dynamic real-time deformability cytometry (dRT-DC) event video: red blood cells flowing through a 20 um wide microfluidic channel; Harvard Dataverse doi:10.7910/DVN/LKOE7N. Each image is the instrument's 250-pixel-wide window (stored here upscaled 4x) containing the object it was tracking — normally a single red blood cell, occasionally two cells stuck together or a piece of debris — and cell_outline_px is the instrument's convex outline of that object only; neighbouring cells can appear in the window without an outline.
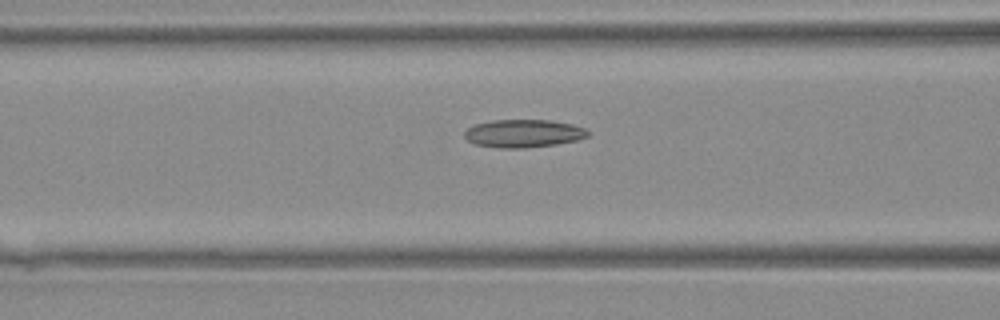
{"species": "Egyptian fruit bat (a non-hibernating species)", "species_latin": "Rousettus aegyptiacus", "temperature_condition": "warm", "stored_images_in_passage": 28, "camera_frame_rate_fps": 3000, "um_per_image_px": 0.085, "animal": {"sex": "female"}, "frame": {"image": 1, "passage_image": 7, "time_ms": 2.0, "image_size_px": [1000, 320], "cell_outline_px": [[588, 136], [580, 140], [556, 144], [524, 148], [500, 148], [476, 144], [468, 140], [464, 136], [464, 132], [468, 128], [476, 124], [492, 120], [548, 120], [572, 124], [584, 128], [588, 132]], "centroid_in_image_um": [44.5, 11.34], "position_along_channel_um": 122.1, "area_um2": 20.0}}
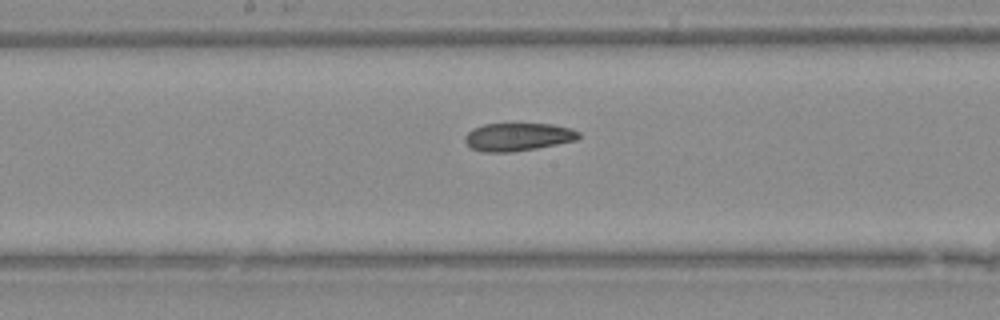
{"frame": {"image": 2, "passage_image": 12, "time_ms": 3.667, "image_size_px": [1000, 320], "cell_outline_px": [[580, 136], [576, 140], [536, 148], [508, 152], [484, 152], [472, 148], [464, 140], [464, 136], [472, 128], [484, 124], [552, 124], [568, 128], [580, 132]], "centroid_in_image_um": [43.99, 11.63], "position_along_channel_um": 204.2, "area_um2": 18.32}}
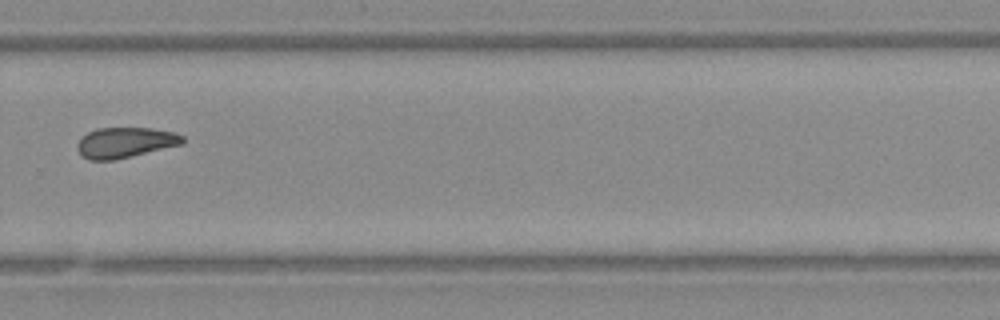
{"frame": {"image": 3, "passage_image": 19, "time_ms": 6.0, "image_size_px": [1000, 320], "cell_outline_px": [[184, 140], [180, 144], [112, 160], [88, 160], [80, 156], [76, 148], [76, 144], [88, 132], [96, 128], [152, 128], [172, 132], [184, 136]], "centroid_in_image_um": [10.56, 12.11], "position_along_channel_um": 319.2, "area_um2": 18.38}}